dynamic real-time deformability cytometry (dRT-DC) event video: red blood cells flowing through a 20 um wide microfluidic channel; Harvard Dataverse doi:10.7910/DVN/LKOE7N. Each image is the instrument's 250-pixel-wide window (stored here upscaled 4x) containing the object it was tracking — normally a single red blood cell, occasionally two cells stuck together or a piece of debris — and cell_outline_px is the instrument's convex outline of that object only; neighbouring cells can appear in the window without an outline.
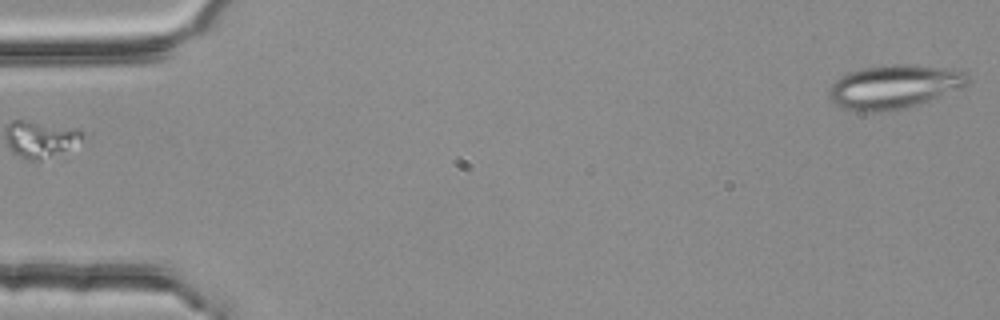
{"species": "common noctule bat (a hibernating species)", "species_latin": "Nyctalus noctula", "temperature_condition": "room temperature", "stored_images_in_passage": 3, "segment_of_instrument_passage": [2, 2], "camera_frame_rate_fps": 3000, "um_per_image_px": 0.085, "animal": {"sex": "female", "body_mass_g": 25.1}, "frame": {"image": 1, "passage_image": 3, "time_ms": 0.667, "image_size_px": [1000, 320], "cell_outline_px": [[972, 80], [968, 84], [960, 88], [908, 108], [888, 112], [856, 112], [844, 108], [836, 104], [828, 96], [828, 88], [840, 76], [848, 72], [864, 68], [892, 64], [916, 64], [948, 68], [964, 72]], "centroid_in_image_um": [75.98, 7.38], "position_along_channel_um": 9.0, "area_um2": 35.72}}